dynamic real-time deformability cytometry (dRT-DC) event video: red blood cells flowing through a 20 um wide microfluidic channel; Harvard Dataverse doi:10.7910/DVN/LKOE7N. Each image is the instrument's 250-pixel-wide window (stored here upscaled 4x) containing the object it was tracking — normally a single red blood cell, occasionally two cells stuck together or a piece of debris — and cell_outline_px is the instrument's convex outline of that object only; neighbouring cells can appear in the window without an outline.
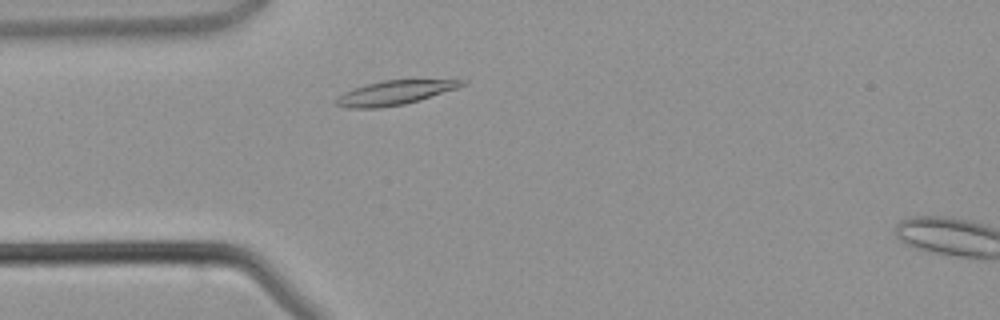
{"species": "common noctule bat (a hibernating species)", "species_latin": "Nyctalus noctula", "temperature_condition": "warm", "stored_images_in_passage": 37, "camera_frame_rate_fps": 3000, "um_per_image_px": 0.085, "animal": {"sex": "male", "body_mass_g": 21.5, "forearm_length_mm": 52.0}, "frame": {"image": 1, "passage_image": 5, "time_ms": 1.333, "image_size_px": [1000, 320], "cell_outline_px": [[468, 84], [420, 100], [404, 104], [380, 108], [348, 108], [332, 104], [332, 100], [344, 92], [352, 88], [380, 80], [468, 80]], "centroid_in_image_um": [33.47, 7.89], "position_along_channel_um": 51.5, "area_um2": 17.92}}
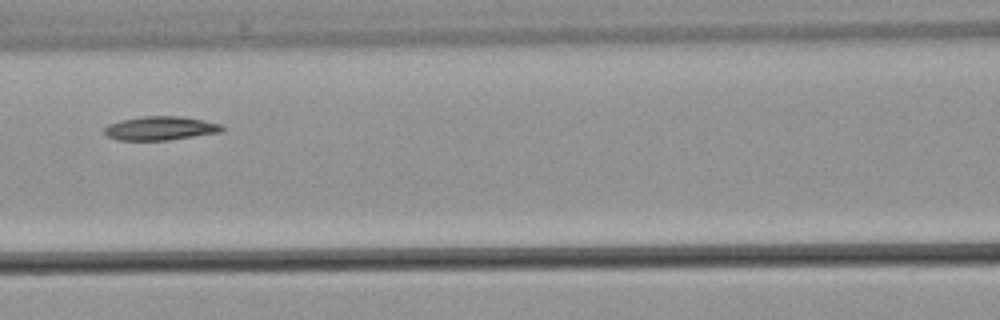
{"frame": {"image": 2, "passage_image": 12, "time_ms": 3.667, "image_size_px": [1000, 320], "cell_outline_px": [[224, 132], [168, 140], [116, 140], [108, 136], [104, 132], [104, 128], [108, 124], [120, 120], [144, 116], [180, 116], [220, 124], [224, 128]], "centroid_in_image_um": [13.62, 10.91], "position_along_channel_um": 153.0, "area_um2": 16.3}}
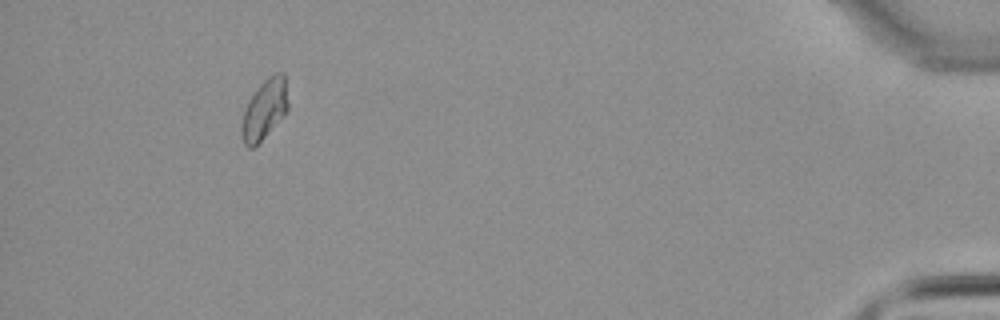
{"frame": {"image": 3, "passage_image": 34, "time_ms": 11.0, "image_size_px": [1000, 320], "cell_outline_px": [[288, 108], [264, 136], [252, 148], [248, 148], [244, 144], [240, 124], [244, 108], [248, 100], [256, 88], [272, 72], [284, 72], [288, 104]], "centroid_in_image_um": [22.45, 9.23], "position_along_channel_um": 412.8, "area_um2": 16.01}}